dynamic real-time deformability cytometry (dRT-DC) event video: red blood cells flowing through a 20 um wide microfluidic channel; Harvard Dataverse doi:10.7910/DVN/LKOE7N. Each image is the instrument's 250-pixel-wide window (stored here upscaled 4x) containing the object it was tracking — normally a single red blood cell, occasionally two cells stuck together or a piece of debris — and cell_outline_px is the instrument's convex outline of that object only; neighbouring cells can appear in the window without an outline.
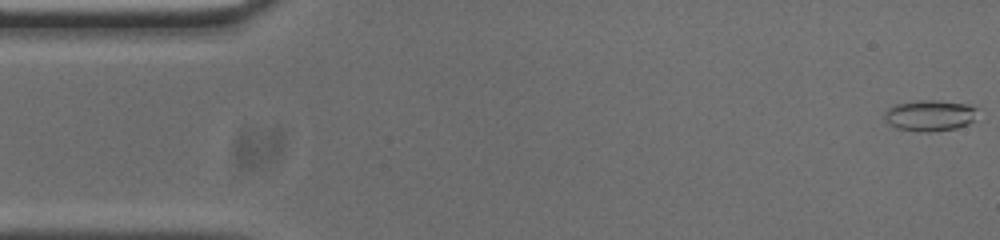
{"species": "common noctule bat (a hibernating species)", "species_latin": "Nyctalus noctula", "temperature_condition": "cold", "stored_images_in_passage": 53, "camera_frame_rate_fps": 3000, "um_per_image_px": 0.085, "animal": {"sex": "male", "body_mass_g": 20.0, "forearm_length_mm": 53.3}, "frame": {"image": 1, "passage_image": 1, "time_ms": 0.0, "image_size_px": [1000, 240], "cell_outline_px": [[976, 108], [972, 120], [968, 124], [956, 128], [932, 132], [920, 132], [896, 128], [888, 124], [884, 116], [884, 112], [888, 108], [896, 104], [916, 100], [936, 100], [968, 104]], "centroid_in_image_um": [78.98, 9.82], "position_along_channel_um": 6.0, "area_um2": 16.82}}
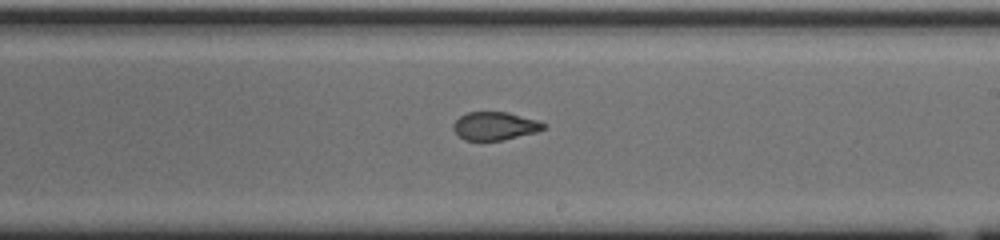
{"frame": {"image": 2, "passage_image": 30, "time_ms": 9.667, "image_size_px": [1000, 240], "cell_outline_px": [[544, 128], [536, 132], [504, 140], [464, 140], [452, 128], [452, 124], [460, 116], [468, 112], [508, 112], [540, 120], [544, 124]], "centroid_in_image_um": [42.07, 10.7], "position_along_channel_um": 246.9, "area_um2": 14.8}}
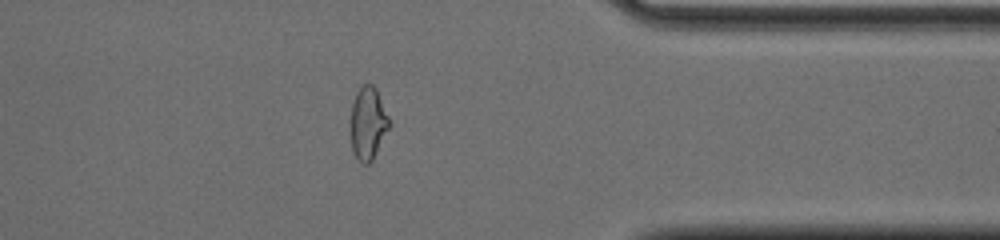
{"frame": {"image": 3, "passage_image": 42, "time_ms": 13.667, "image_size_px": [1000, 240], "cell_outline_px": [[392, 124], [372, 160], [368, 164], [360, 164], [352, 152], [348, 124], [352, 104], [356, 92], [364, 84], [372, 84], [376, 88]], "centroid_in_image_um": [31.25, 10.51], "position_along_channel_um": 380.2, "area_um2": 16.99}, "authors_computed_cell_mechanics": {"area_um2": 16.473, "velocity_mm_per_s": 3.7616, "shape_relaxation_time_tau1_ms": null, "shape_relaxation_time_tau2_ms": 1.7793, "deformation_change_tau1": null, "deformation_change_tau2": 0.0712}}